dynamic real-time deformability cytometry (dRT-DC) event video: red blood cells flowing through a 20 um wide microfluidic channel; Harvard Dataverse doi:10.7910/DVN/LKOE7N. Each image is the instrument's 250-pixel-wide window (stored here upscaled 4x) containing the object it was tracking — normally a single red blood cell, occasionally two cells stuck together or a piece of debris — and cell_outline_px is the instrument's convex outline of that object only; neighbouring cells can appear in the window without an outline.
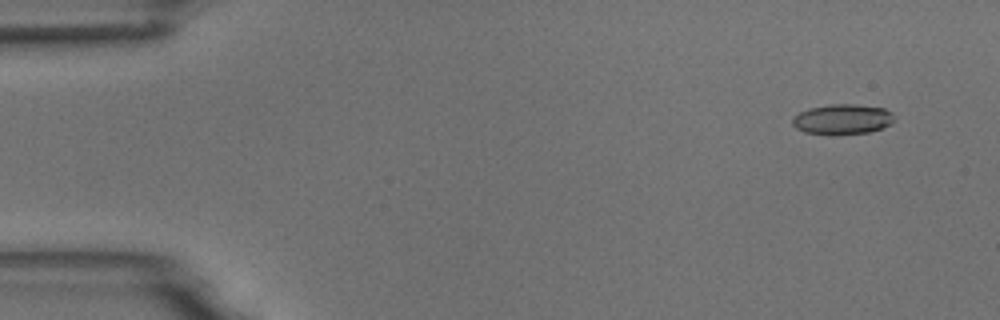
{"species": "common noctule bat (a hibernating species)", "species_latin": "Nyctalus noctula", "temperature_condition": "room temperature", "stored_images_in_passage": 3, "camera_frame_rate_fps": 3000, "um_per_image_px": 0.085, "animal": {"sex": "male", "body_mass_g": 18.8}, "frame": {"image": 1, "passage_image": 1, "time_ms": 0.0, "image_size_px": [1000, 320], "cell_outline_px": [[896, 116], [888, 124], [880, 128], [868, 132], [804, 132], [796, 128], [792, 124], [792, 120], [800, 112], [808, 108], [832, 104], [852, 104], [884, 108], [892, 112]], "centroid_in_image_um": [71.61, 10.09], "position_along_channel_um": 13.4, "area_um2": 17.05}}